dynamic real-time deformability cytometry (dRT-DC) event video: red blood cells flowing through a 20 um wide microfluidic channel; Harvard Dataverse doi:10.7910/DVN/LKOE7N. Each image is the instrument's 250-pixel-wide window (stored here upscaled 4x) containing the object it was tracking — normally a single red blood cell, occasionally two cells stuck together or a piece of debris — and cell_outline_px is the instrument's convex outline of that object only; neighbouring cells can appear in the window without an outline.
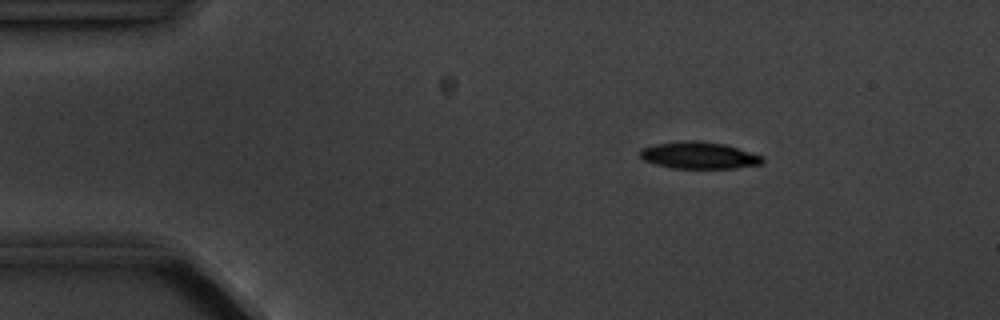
{"species": "common noctule bat (a hibernating species)", "species_latin": "Nyctalus noctula", "temperature_condition": "cold", "stored_images_in_passage": 5, "camera_frame_rate_fps": 3000, "um_per_image_px": 0.085, "animal": {"sex": "male", "body_mass_g": 20.1, "forearm_length_mm": 53.5}, "frame": {"image": 1, "passage_image": 3, "time_ms": 2.333, "image_size_px": [1000, 320], "cell_outline_px": [[764, 160], [760, 164], [736, 168], [672, 168], [656, 164], [644, 160], [640, 156], [640, 148], [656, 144], [696, 140], [724, 144], [764, 156]], "centroid_in_image_um": [59.42, 13.21], "position_along_channel_um": 25.6, "area_um2": 18.96}}